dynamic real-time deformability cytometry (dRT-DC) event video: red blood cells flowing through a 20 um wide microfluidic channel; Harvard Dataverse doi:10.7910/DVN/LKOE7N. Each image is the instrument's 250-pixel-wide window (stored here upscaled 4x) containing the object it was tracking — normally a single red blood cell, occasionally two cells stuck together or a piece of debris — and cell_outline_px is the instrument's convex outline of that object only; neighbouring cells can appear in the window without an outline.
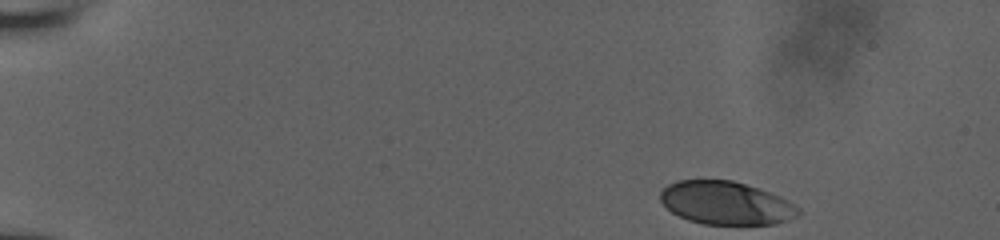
{"species": "human", "species_latin": "Homo sapiens", "temperature_condition": "room temperature", "stored_images_in_passage": 69, "camera_frame_rate_fps": 3000, "um_per_image_px": 0.085, "donor": {"sex": "male"}, "frame": {"image": 1, "passage_image": 1, "time_ms": 0.0, "image_size_px": [1000, 240], "cell_outline_px": [[800, 216], [788, 220], [772, 224], [704, 224], [688, 220], [672, 212], [660, 200], [660, 192], [668, 184], [676, 180], [732, 180], [780, 196], [800, 208]], "centroid_in_image_um": [61.71, 17.26], "position_along_channel_um": 23.3, "area_um2": 34.51}}
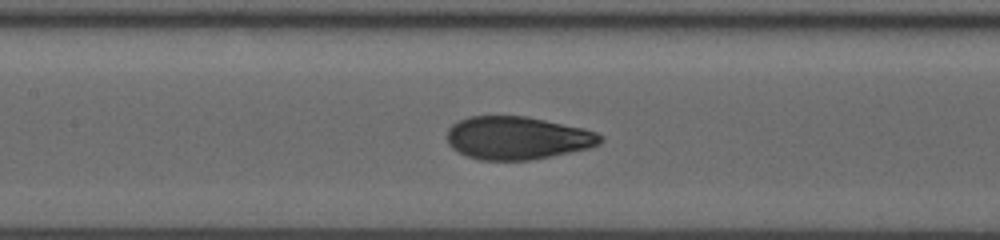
{"frame": {"image": 2, "passage_image": 40, "time_ms": 7.0, "image_size_px": [1000, 240], "cell_outline_px": [[604, 140], [600, 144], [588, 148], [552, 156], [532, 160], [480, 160], [468, 156], [452, 148], [448, 144], [448, 128], [452, 124], [468, 116], [524, 116], [584, 128], [596, 132], [604, 136]], "centroid_in_image_um": [43.99, 11.73], "position_along_channel_um": 163.4, "area_um2": 38.38}}
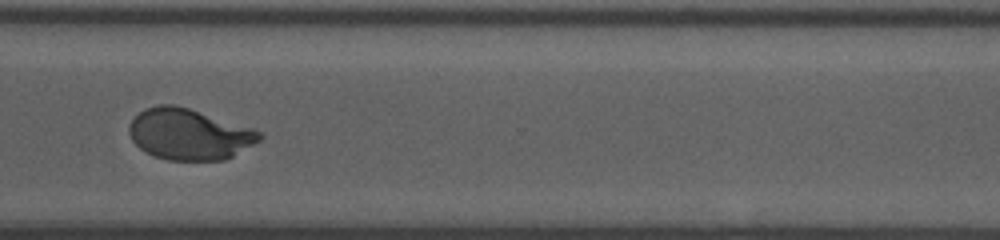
{"frame": {"image": 3, "passage_image": 68, "time_ms": 12.0, "image_size_px": [1000, 240], "cell_outline_px": [[264, 136], [260, 140], [232, 156], [224, 160], [168, 160], [156, 156], [140, 148], [132, 140], [128, 132], [128, 128], [132, 120], [144, 108], [156, 104], [172, 104], [188, 108], [256, 128], [264, 132]], "centroid_in_image_um": [16.11, 11.39], "position_along_channel_um": 354.5, "area_um2": 38.9}}